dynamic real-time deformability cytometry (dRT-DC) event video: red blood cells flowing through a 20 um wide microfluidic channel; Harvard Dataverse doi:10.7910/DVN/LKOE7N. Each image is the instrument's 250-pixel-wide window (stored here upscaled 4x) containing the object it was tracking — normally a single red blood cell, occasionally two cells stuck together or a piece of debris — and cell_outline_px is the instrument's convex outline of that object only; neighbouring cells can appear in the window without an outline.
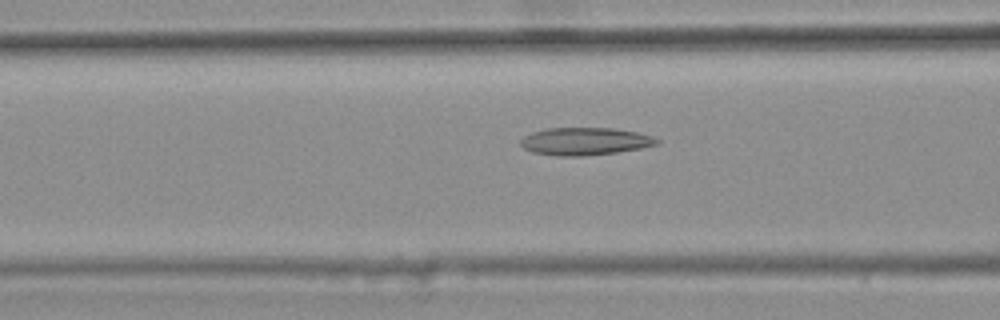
{"species": "common noctule bat (a hibernating species)", "species_latin": "Nyctalus noctula", "temperature_condition": "warm", "stored_images_in_passage": 46, "camera_frame_rate_fps": 3000, "um_per_image_px": 0.085, "animal": {"sex": "female", "body_mass_g": 25.1}, "frame": {"image": 1, "passage_image": 18, "time_ms": 5.667, "image_size_px": [1000, 320], "cell_outline_px": [[660, 144], [640, 148], [616, 152], [584, 156], [556, 156], [532, 152], [524, 148], [520, 144], [520, 140], [524, 136], [532, 132], [544, 128], [612, 128], [636, 132], [652, 136], [660, 140]], "centroid_in_image_um": [49.7, 12.01], "position_along_channel_um": 116.9, "area_um2": 21.96}}
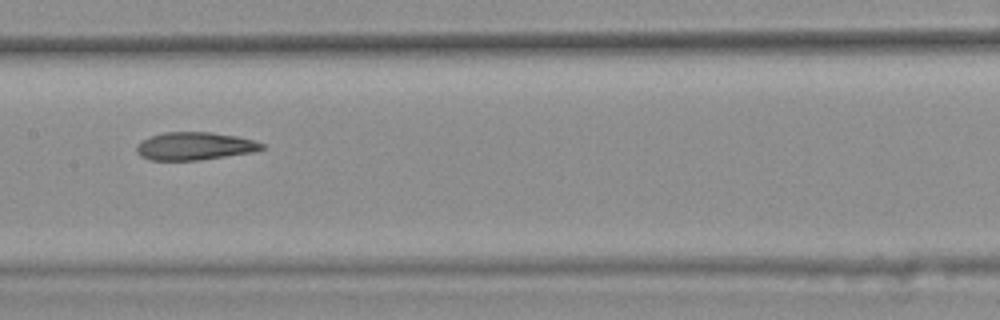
{"frame": {"image": 2, "passage_image": 24, "time_ms": 7.667, "image_size_px": [1000, 320], "cell_outline_px": [[264, 148], [252, 152], [196, 160], [148, 160], [140, 156], [136, 152], [136, 144], [140, 140], [164, 132], [208, 132], [236, 136], [252, 140], [264, 144]], "centroid_in_image_um": [16.47, 12.42], "position_along_channel_um": 190.9, "area_um2": 20.17}}
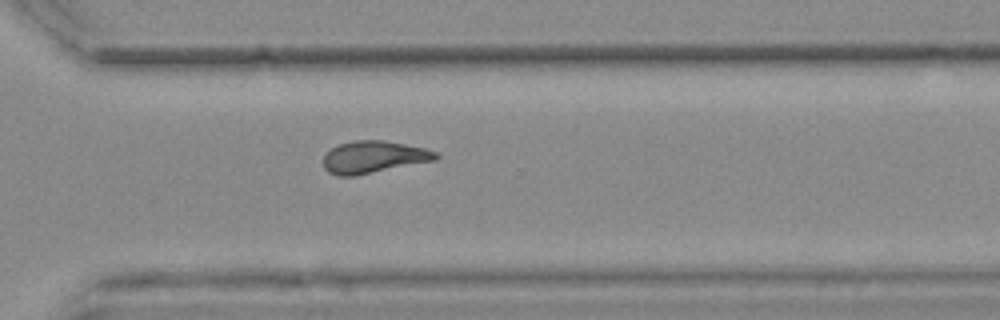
{"frame": {"image": 3, "passage_image": 36, "time_ms": 11.667, "image_size_px": [1000, 320], "cell_outline_px": [[440, 156], [436, 160], [352, 176], [340, 176], [328, 172], [324, 168], [324, 156], [332, 148], [340, 144], [352, 140], [380, 140], [404, 144], [424, 148], [436, 152]], "centroid_in_image_um": [31.75, 13.34], "position_along_channel_um": 338.8, "area_um2": 20.75}, "authors_computed_cell_mechanics": {"area_um2": 21.0392, "velocity_mm_per_s": 3.701, "shape_relaxation_time_tau1_ms": null, "shape_relaxation_time_tau2_ms": 3.8143, "deformation_change_tau1": null, "deformation_change_tau2": 0.118}}